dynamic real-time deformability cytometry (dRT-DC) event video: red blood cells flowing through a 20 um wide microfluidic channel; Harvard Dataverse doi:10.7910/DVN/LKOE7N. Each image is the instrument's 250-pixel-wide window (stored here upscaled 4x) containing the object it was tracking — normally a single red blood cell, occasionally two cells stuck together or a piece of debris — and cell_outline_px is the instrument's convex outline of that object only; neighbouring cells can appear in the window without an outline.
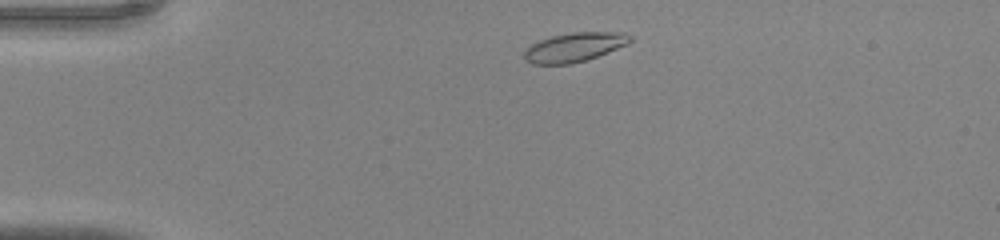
{"species": "common noctule bat (a hibernating species)", "species_latin": "Nyctalus noctula", "temperature_condition": "warm", "stored_images_in_passage": 38, "camera_frame_rate_fps": 3000, "um_per_image_px": 0.085, "animal": {"sex": "male", "body_mass_g": 20.0, "forearm_length_mm": 53.3}, "frame": {"image": 1, "passage_image": 3, "time_ms": 0.667, "image_size_px": [1000, 240], "cell_outline_px": [[632, 40], [628, 44], [588, 60], [572, 64], [532, 64], [524, 60], [524, 52], [532, 44], [540, 40], [552, 36], [572, 32], [624, 32], [632, 36]], "centroid_in_image_um": [48.85, 4.02], "position_along_channel_um": 36.2, "area_um2": 18.09}}
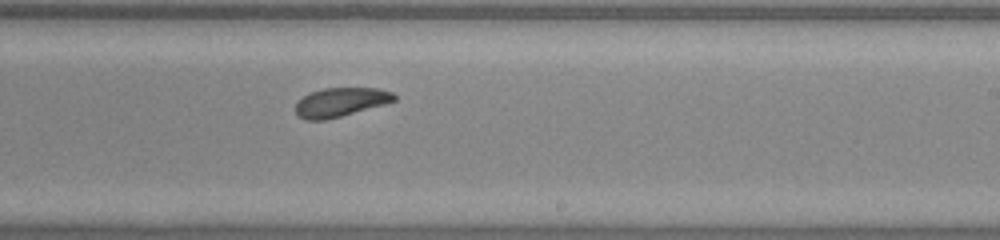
{"frame": {"image": 2, "passage_image": 21, "time_ms": 6.667, "image_size_px": [1000, 240], "cell_outline_px": [[396, 100], [384, 104], [340, 116], [324, 120], [304, 120], [296, 112], [296, 104], [304, 96], [312, 92], [324, 88], [376, 88], [392, 92], [396, 96]], "centroid_in_image_um": [28.95, 8.68], "position_along_channel_um": 260.0, "area_um2": 16.3}}
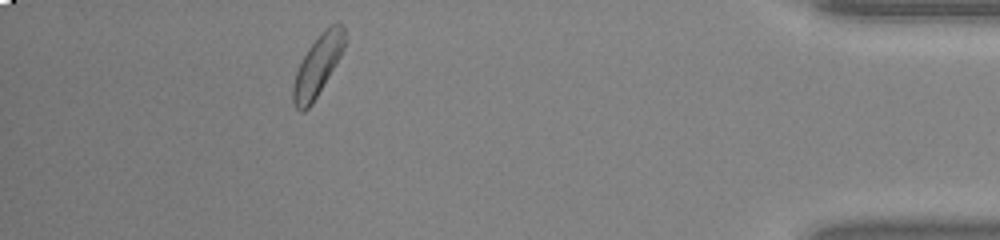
{"frame": {"image": 3, "passage_image": 34, "time_ms": 11.0, "image_size_px": [1000, 240], "cell_outline_px": [[344, 48], [340, 56], [312, 104], [304, 112], [300, 112], [296, 108], [292, 100], [292, 84], [296, 72], [308, 48], [336, 20], [344, 24]], "centroid_in_image_um": [26.98, 5.61], "position_along_channel_um": 408.2, "area_um2": 17.74}}